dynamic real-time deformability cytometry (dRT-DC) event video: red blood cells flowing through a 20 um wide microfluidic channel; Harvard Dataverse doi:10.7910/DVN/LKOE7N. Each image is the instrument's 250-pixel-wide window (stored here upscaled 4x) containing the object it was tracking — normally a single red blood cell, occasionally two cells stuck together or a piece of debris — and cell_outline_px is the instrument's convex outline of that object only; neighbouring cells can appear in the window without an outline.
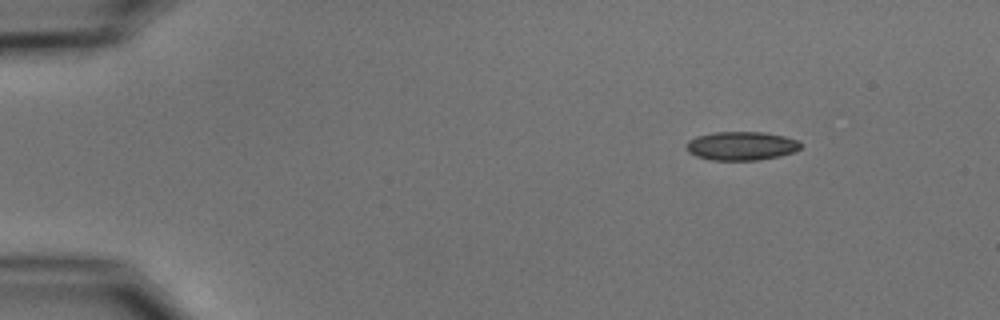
{"species": "common noctule bat (a hibernating species)", "species_latin": "Nyctalus noctula", "temperature_condition": "cold", "stored_images_in_passage": 48, "camera_frame_rate_fps": 3000, "um_per_image_px": 0.085, "animal": {"sex": "male", "body_mass_g": 15.6}, "frame": {"image": 1, "passage_image": 1, "time_ms": 0.0, "image_size_px": [1000, 320], "cell_outline_px": [[800, 148], [792, 152], [780, 156], [760, 160], [712, 160], [696, 156], [688, 152], [684, 148], [684, 144], [688, 140], [696, 136], [712, 132], [764, 132], [784, 136], [796, 140], [800, 144]], "centroid_in_image_um": [62.94, 12.4], "position_along_channel_um": 22.1, "area_um2": 19.25}}
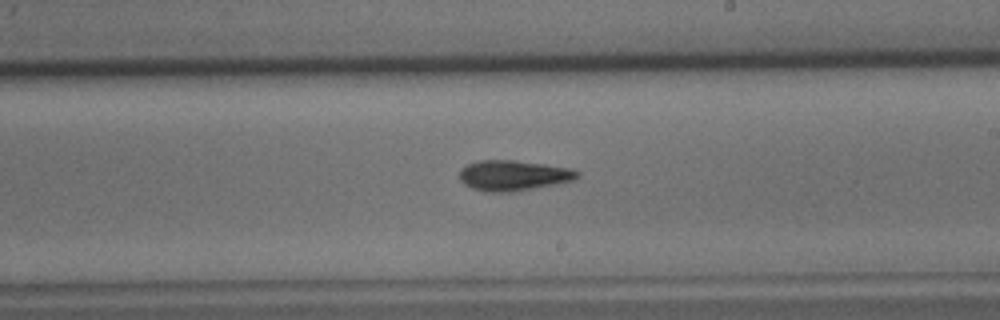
{"frame": {"image": 2, "passage_image": 26, "time_ms": 8.333, "image_size_px": [1000, 320], "cell_outline_px": [[580, 176], [572, 180], [556, 184], [508, 192], [488, 192], [472, 188], [464, 184], [460, 180], [460, 168], [468, 164], [480, 160], [516, 160], [572, 168], [580, 172]], "centroid_in_image_um": [43.63, 14.9], "position_along_channel_um": 245.4, "area_um2": 20.81}}
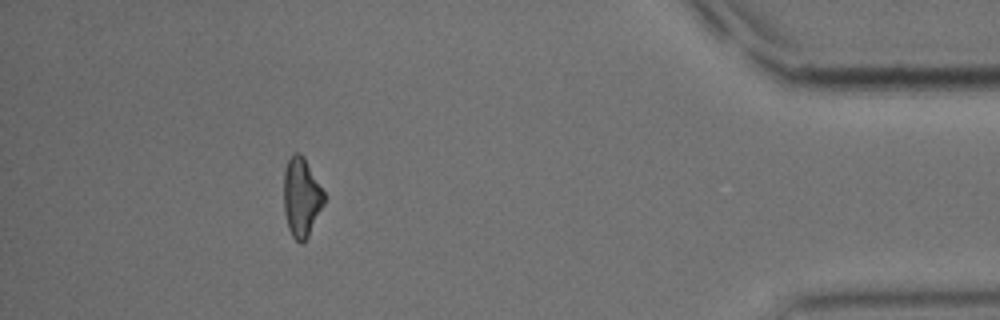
{"frame": {"image": 3, "passage_image": 43, "time_ms": 14.0, "image_size_px": [1000, 320], "cell_outline_px": [[324, 204], [304, 244], [300, 244], [292, 236], [288, 228], [284, 212], [284, 168], [288, 160], [296, 152], [300, 152], [304, 156], [324, 192]], "centroid_in_image_um": [25.61, 16.78], "position_along_channel_um": 409.6, "area_um2": 18.61}, "authors_computed_cell_mechanics": {"area_um2": 19.4786, "velocity_mm_per_s": 3.7316, "shape_relaxation_time_tau1_ms": 5.5111, "shape_relaxation_time_tau2_ms": 5.7835, "deformation_change_tau1": 0.1584, "deformation_change_tau2": 0.1592}}